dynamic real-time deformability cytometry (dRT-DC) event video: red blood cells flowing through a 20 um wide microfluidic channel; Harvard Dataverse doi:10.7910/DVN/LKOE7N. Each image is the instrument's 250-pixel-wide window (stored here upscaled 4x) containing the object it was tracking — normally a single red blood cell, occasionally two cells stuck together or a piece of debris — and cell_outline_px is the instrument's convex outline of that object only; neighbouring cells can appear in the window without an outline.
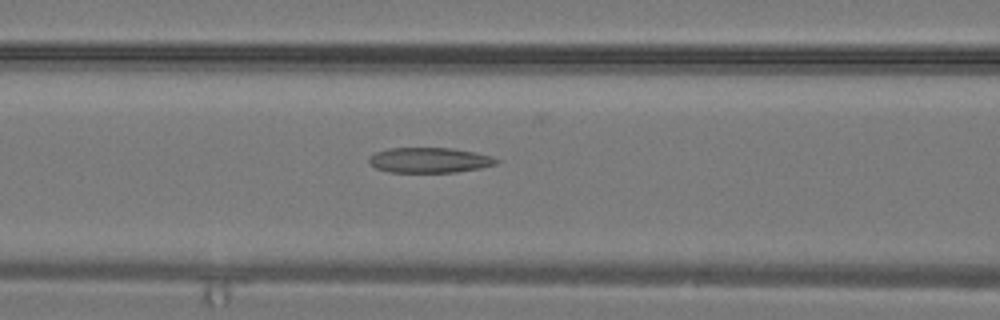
{"species": "common noctule bat (a hibernating species)", "species_latin": "Nyctalus noctula", "temperature_condition": "warm", "stored_images_in_passage": 19, "camera_frame_rate_fps": 3000, "um_per_image_px": 0.085, "animal": {"sex": "male", "body_mass_g": 19.2, "forearm_length_mm": 51.8}, "frame": {"image": 1, "passage_image": 4, "time_ms": 1.0, "image_size_px": [1000, 320], "cell_outline_px": [[500, 160], [496, 164], [480, 168], [456, 172], [388, 172], [376, 168], [368, 160], [368, 156], [376, 152], [388, 148], [452, 148], [492, 156]], "centroid_in_image_um": [36.49, 13.61], "position_along_channel_um": 130.1, "area_um2": 18.67}}
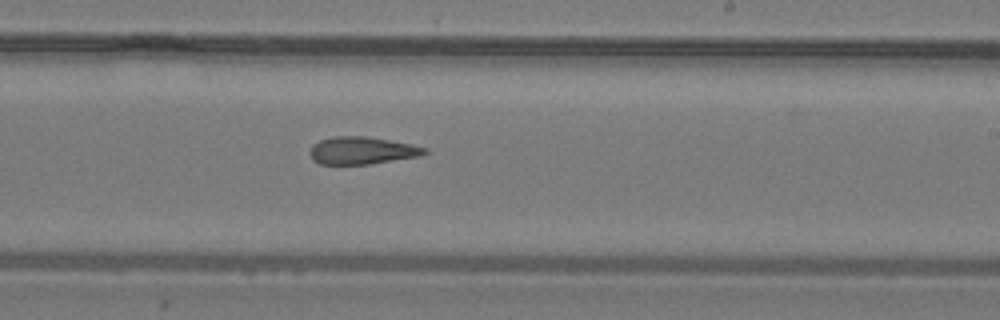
{"frame": {"image": 2, "passage_image": 10, "time_ms": 3.0, "image_size_px": [1000, 320], "cell_outline_px": [[428, 152], [420, 156], [368, 164], [320, 164], [312, 160], [308, 152], [312, 144], [320, 140], [332, 136], [364, 136], [388, 140], [428, 148]], "centroid_in_image_um": [30.71, 12.79], "position_along_channel_um": 258.3, "area_um2": 18.32}}
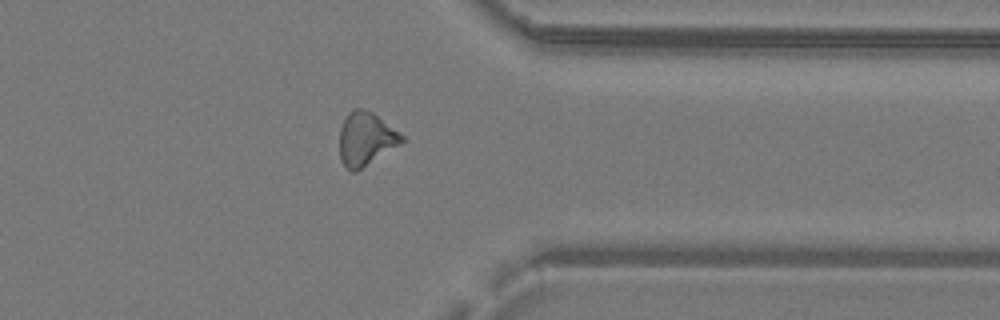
{"frame": {"image": 3, "passage_image": 16, "time_ms": 5.0, "image_size_px": [1000, 320], "cell_outline_px": [[404, 140], [400, 144], [356, 172], [352, 172], [340, 160], [340, 128], [348, 112], [352, 108], [364, 108], [372, 112], [400, 132], [404, 136]], "centroid_in_image_um": [31.09, 11.79], "position_along_channel_um": 380.3, "area_um2": 19.31}}